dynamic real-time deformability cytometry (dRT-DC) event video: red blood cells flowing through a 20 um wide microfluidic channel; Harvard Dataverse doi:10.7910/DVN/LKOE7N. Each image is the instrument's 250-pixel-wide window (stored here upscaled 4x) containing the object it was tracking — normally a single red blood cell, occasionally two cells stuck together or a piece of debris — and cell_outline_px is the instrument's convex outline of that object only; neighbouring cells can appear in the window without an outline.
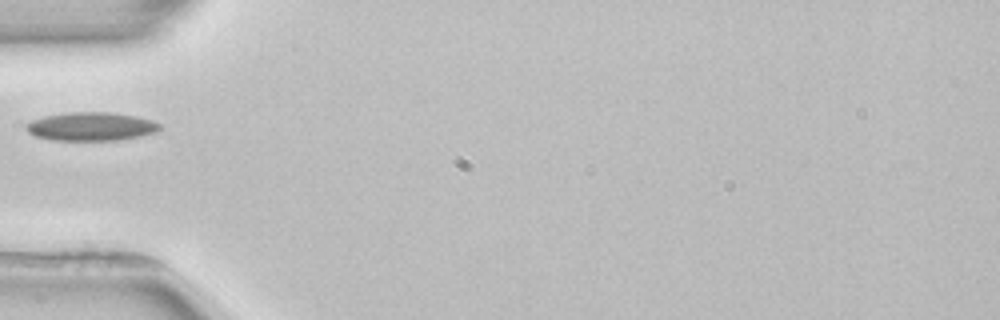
{"species": "common noctule bat (a hibernating species)", "species_latin": "Nyctalus noctula", "temperature_condition": "room temperature", "stored_images_in_passage": 4, "camera_frame_rate_fps": 3000, "um_per_image_px": 0.085, "animal": {"sex": "female", "body_mass_g": 22.7, "forearm_length_mm": 54.2}, "frame": {"image": 1, "passage_image": 4, "time_ms": 5.667, "image_size_px": [1000, 320], "cell_outline_px": [[164, 128], [156, 132], [140, 136], [116, 140], [52, 140], [36, 136], [28, 132], [24, 128], [32, 120], [44, 116], [68, 112], [112, 112], [152, 120], [160, 124]], "centroid_in_image_um": [7.76, 10.75], "position_along_channel_um": 77.2, "area_um2": 22.14}}